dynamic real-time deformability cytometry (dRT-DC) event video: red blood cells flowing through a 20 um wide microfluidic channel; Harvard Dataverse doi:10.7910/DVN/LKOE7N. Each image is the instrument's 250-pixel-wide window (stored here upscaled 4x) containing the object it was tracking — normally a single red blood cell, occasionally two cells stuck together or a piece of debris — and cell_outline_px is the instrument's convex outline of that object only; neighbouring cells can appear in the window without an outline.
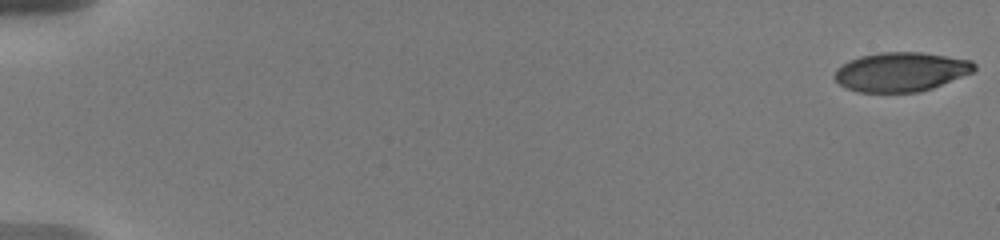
{"species": "human", "species_latin": "Homo sapiens", "temperature_condition": "warm", "stored_images_in_passage": 15, "camera_frame_rate_fps": 3000, "um_per_image_px": 0.085, "donor": {"sex": "male"}, "frame": {"image": 1, "passage_image": 1, "time_ms": 0.0, "image_size_px": [1000, 240], "cell_outline_px": [[976, 68], [972, 72], [932, 88], [920, 92], [856, 92], [844, 88], [832, 76], [836, 68], [848, 60], [860, 56], [880, 52], [920, 52], [972, 60], [976, 64]], "centroid_in_image_um": [76.53, 6.11], "position_along_channel_um": 8.5, "area_um2": 32.08}}
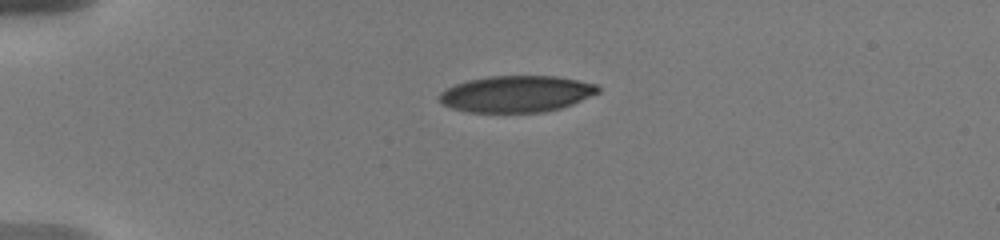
{"frame": {"image": 2, "passage_image": 11, "time_ms": 4.667, "image_size_px": [1000, 240], "cell_outline_px": [[600, 92], [572, 104], [560, 108], [544, 112], [468, 112], [452, 108], [444, 104], [436, 96], [444, 88], [468, 80], [488, 76], [556, 76], [596, 84], [600, 88]], "centroid_in_image_um": [43.87, 7.98], "position_along_channel_um": 41.1, "area_um2": 33.76}}
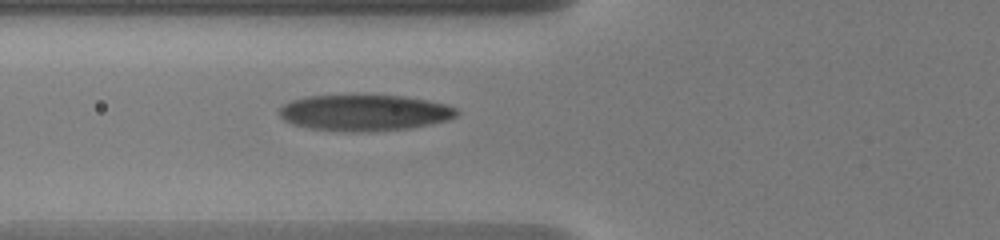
{"frame": {"image": 3, "passage_image": 15, "time_ms": 7.333, "image_size_px": [1000, 240], "cell_outline_px": [[460, 112], [456, 116], [448, 120], [432, 124], [412, 128], [368, 132], [352, 132], [308, 128], [292, 124], [284, 120], [280, 116], [280, 108], [284, 104], [292, 100], [308, 96], [404, 96], [444, 104], [456, 108]], "centroid_in_image_um": [30.99, 9.6], "position_along_channel_um": 94.8, "area_um2": 37.22}}